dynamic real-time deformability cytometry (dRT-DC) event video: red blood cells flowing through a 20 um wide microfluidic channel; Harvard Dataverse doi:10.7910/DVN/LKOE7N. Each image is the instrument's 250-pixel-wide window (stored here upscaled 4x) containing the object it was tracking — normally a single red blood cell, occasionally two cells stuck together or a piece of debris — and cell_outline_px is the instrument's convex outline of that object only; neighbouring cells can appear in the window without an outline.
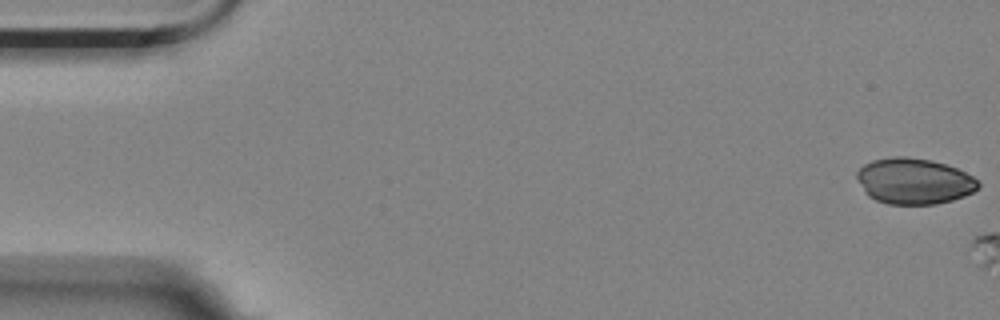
{"species": "Egyptian fruit bat (a non-hibernating species)", "species_latin": "Rousettus aegyptiacus", "temperature_condition": "room temperature", "stored_images_in_passage": 3, "camera_frame_rate_fps": 3000, "um_per_image_px": 0.085, "animal": {"sex": "female"}, "frame": {"image": 1, "passage_image": 1, "time_ms": 0.0, "image_size_px": [1000, 320], "cell_outline_px": [[980, 184], [972, 192], [964, 196], [952, 200], [936, 204], [888, 204], [876, 200], [868, 196], [864, 192], [856, 176], [856, 172], [864, 164], [872, 160], [892, 156], [904, 156], [932, 160], [956, 168], [972, 176]], "centroid_in_image_um": [77.65, 15.39], "position_along_channel_um": 7.3, "area_um2": 32.43}}